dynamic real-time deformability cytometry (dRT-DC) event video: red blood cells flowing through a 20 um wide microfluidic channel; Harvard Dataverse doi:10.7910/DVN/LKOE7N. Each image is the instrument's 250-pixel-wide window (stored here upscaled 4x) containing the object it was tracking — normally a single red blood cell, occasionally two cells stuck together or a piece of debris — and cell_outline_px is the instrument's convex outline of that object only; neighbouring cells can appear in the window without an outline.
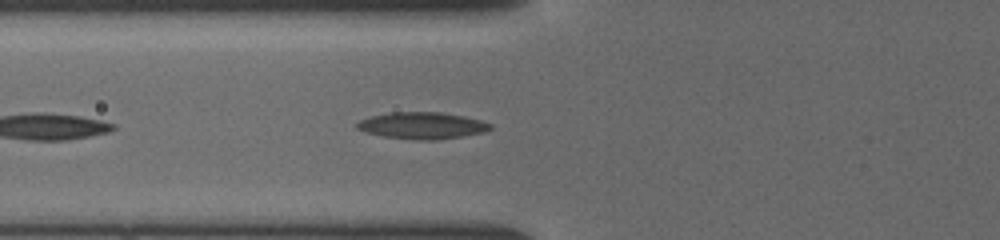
{"species": "common noctule bat (a hibernating species)", "species_latin": "Nyctalus noctula", "temperature_condition": "cold", "stored_images_in_passage": 16, "camera_frame_rate_fps": 3000, "um_per_image_px": 0.085, "animal": {"sex": "female", "body_mass_g": 19.5, "forearm_length_mm": 54.1}, "frame": {"image": 1, "passage_image": 5, "time_ms": 1.333, "image_size_px": [1000, 240], "cell_outline_px": [[492, 128], [484, 132], [436, 140], [416, 140], [384, 136], [364, 132], [356, 128], [356, 124], [360, 120], [372, 116], [392, 112], [440, 112], [464, 116], [480, 120], [492, 124]], "centroid_in_image_um": [35.88, 10.67], "position_along_channel_um": 89.9, "area_um2": 20.63}}
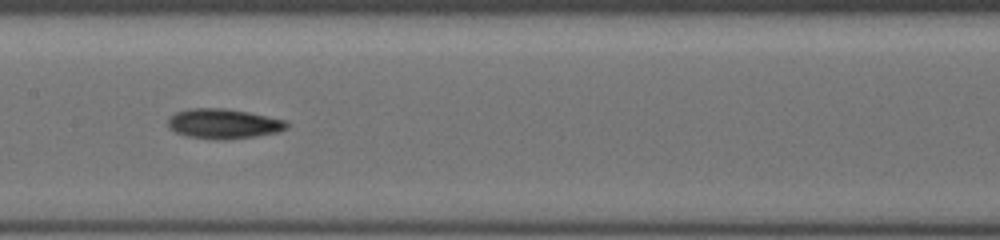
{"frame": {"image": 2, "passage_image": 12, "time_ms": 3.667, "image_size_px": [1000, 240], "cell_outline_px": [[288, 128], [276, 132], [256, 136], [228, 140], [216, 140], [188, 136], [176, 132], [168, 128], [168, 120], [176, 112], [188, 108], [224, 108], [248, 112], [284, 120], [288, 124]], "centroid_in_image_um": [18.98, 10.52], "position_along_channel_um": 188.4, "area_um2": 20.63}}